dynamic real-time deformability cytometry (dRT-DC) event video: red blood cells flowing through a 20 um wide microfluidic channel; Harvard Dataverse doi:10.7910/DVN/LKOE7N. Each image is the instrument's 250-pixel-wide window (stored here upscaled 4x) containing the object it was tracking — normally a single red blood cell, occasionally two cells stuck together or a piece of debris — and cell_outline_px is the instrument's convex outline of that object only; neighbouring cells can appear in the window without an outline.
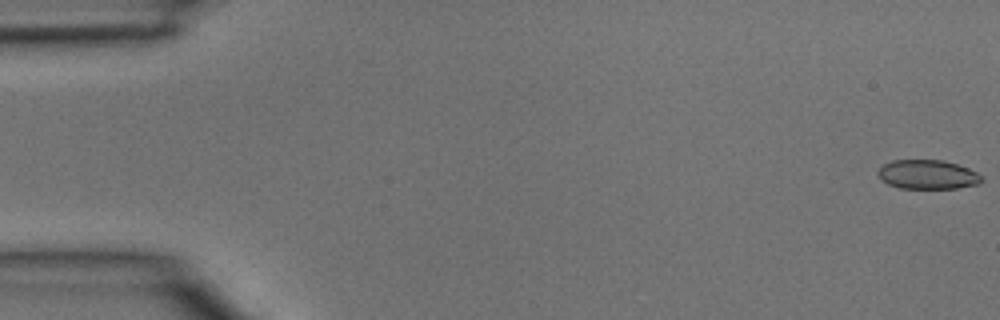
{"species": "common noctule bat (a hibernating species)", "species_latin": "Nyctalus noctula", "temperature_condition": "room temperature", "stored_images_in_passage": 5, "segment_of_instrument_passage": [1, 2], "camera_frame_rate_fps": 3000, "um_per_image_px": 0.085, "animal": {"sex": "male", "body_mass_g": 15.6}, "frame": {"image": 1, "passage_image": 1, "time_ms": 0.0, "image_size_px": [1000, 320], "cell_outline_px": [[984, 180], [980, 184], [956, 188], [900, 188], [888, 184], [880, 180], [876, 172], [884, 164], [892, 160], [944, 160], [968, 168], [976, 172]], "centroid_in_image_um": [78.83, 14.84], "position_along_channel_um": 6.2, "area_um2": 17.69}}
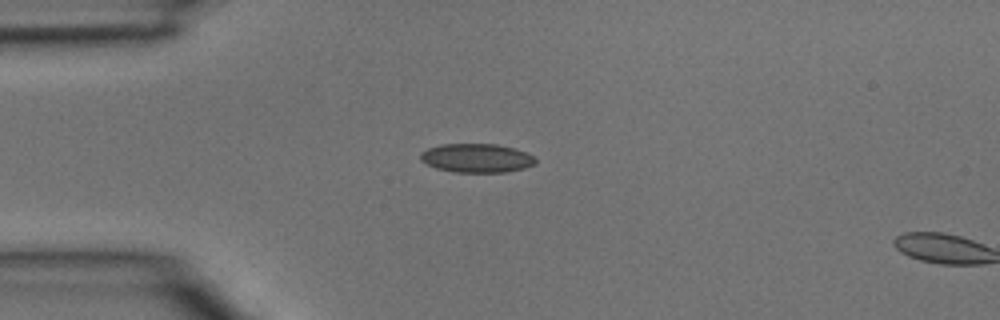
{"frame": {"image": 2, "passage_image": 4, "time_ms": 1.0, "image_size_px": [1000, 320], "cell_outline_px": [[536, 164], [524, 168], [504, 172], [456, 172], [436, 168], [420, 160], [420, 152], [428, 148], [440, 144], [496, 144], [512, 148], [524, 152], [532, 156], [536, 160]], "centroid_in_image_um": [40.48, 13.43], "position_along_channel_um": 44.5, "area_um2": 19.19}}